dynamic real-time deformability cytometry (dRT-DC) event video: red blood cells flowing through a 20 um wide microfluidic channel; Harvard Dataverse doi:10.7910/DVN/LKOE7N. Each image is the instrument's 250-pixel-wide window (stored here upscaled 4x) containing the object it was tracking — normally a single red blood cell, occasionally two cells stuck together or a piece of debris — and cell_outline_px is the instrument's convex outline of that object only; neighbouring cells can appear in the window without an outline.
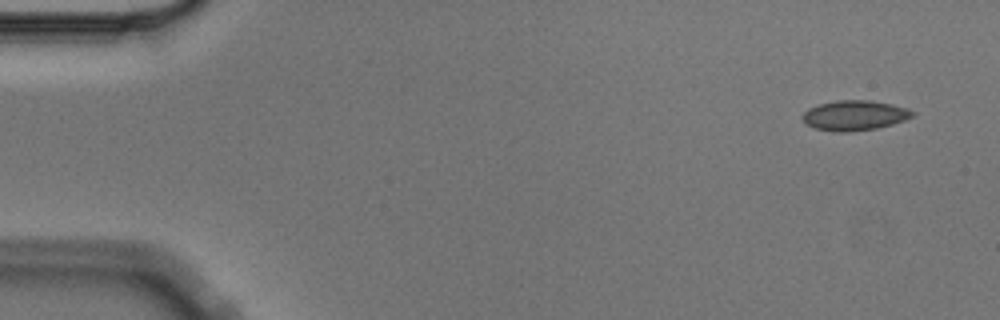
{"species": "Egyptian fruit bat (a non-hibernating species)", "species_latin": "Rousettus aegyptiacus", "temperature_condition": "cold", "stored_images_in_passage": 8, "camera_frame_rate_fps": 3000, "um_per_image_px": 0.085, "animal": {"sex": "male"}, "frame": {"image": 1, "passage_image": 1, "time_ms": 0.0, "image_size_px": [1000, 320], "cell_outline_px": [[916, 112], [912, 116], [904, 120], [892, 124], [876, 128], [848, 132], [832, 132], [816, 128], [804, 124], [800, 116], [808, 108], [820, 104], [836, 100], [868, 100], [892, 104], [908, 108]], "centroid_in_image_um": [72.6, 9.81], "position_along_channel_um": 12.4, "area_um2": 19.36}}
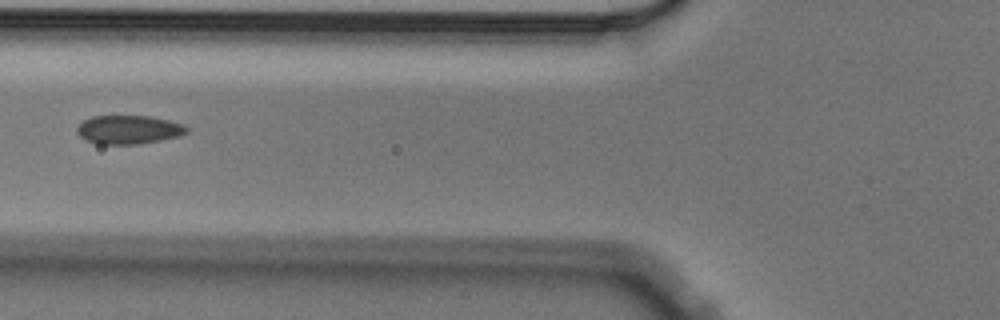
{"frame": {"image": 2, "passage_image": 5, "time_ms": 1.333, "image_size_px": [1000, 320], "cell_outline_px": [[188, 132], [180, 136], [140, 144], [96, 144], [84, 140], [76, 132], [76, 128], [84, 120], [92, 116], [148, 116], [168, 120], [184, 124], [188, 128]], "centroid_in_image_um": [10.93, 11.03], "position_along_channel_um": 114.9, "area_um2": 18.44}}
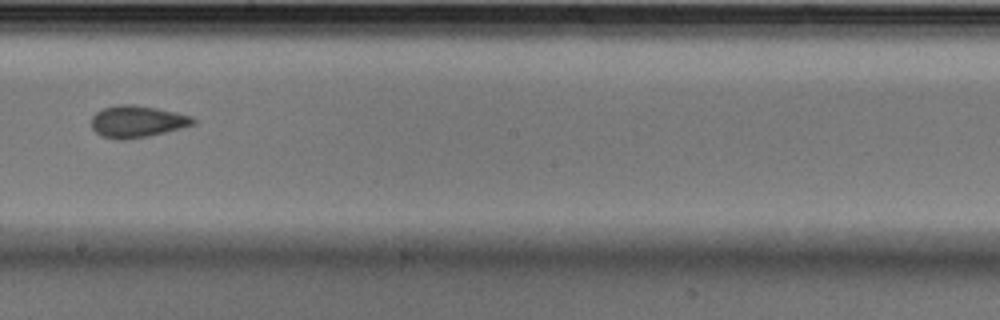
{"frame": {"image": 3, "passage_image": 8, "time_ms": 2.333, "image_size_px": [1000, 320], "cell_outline_px": [[196, 124], [148, 136], [128, 140], [116, 140], [100, 136], [92, 128], [92, 116], [96, 112], [104, 108], [116, 104], [136, 104], [176, 112], [192, 116], [196, 120]], "centroid_in_image_um": [11.64, 10.33], "position_along_channel_um": 236.6, "area_um2": 19.07}}